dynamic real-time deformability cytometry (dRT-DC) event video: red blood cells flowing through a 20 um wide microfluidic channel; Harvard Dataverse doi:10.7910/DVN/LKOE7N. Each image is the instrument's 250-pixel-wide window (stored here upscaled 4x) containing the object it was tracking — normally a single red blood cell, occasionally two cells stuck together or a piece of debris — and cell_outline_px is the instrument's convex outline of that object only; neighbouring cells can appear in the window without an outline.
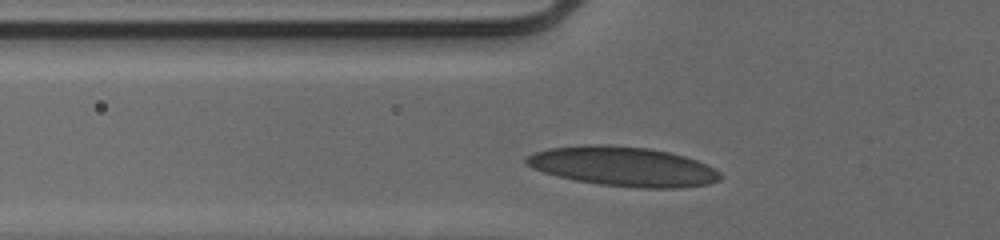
{"species": "human", "species_latin": "Homo sapiens", "temperature_condition": "cold", "stored_images_in_passage": 31, "camera_frame_rate_fps": 3000, "um_per_image_px": 0.085, "donor": {"sex": "male"}, "frame": {"image": 1, "passage_image": 6, "time_ms": 1.667, "image_size_px": [1000, 240], "cell_outline_px": [[724, 176], [720, 180], [708, 184], [680, 188], [640, 188], [600, 184], [576, 180], [556, 176], [532, 168], [524, 160], [532, 152], [548, 148], [584, 144], [608, 144], [648, 148], [668, 152], [684, 156], [696, 160], [720, 172]], "centroid_in_image_um": [52.95, 14.14], "position_along_channel_um": 72.8, "area_um2": 44.74}}
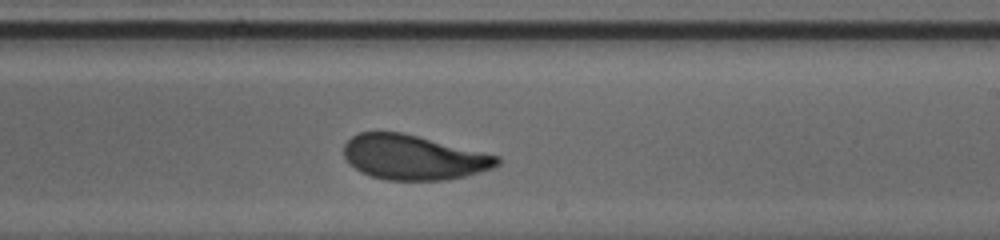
{"frame": {"image": 2, "passage_image": 20, "time_ms": 6.333, "image_size_px": [1000, 240], "cell_outline_px": [[500, 164], [492, 168], [464, 176], [444, 180], [388, 180], [372, 176], [360, 172], [344, 156], [344, 144], [352, 136], [360, 132], [400, 132], [500, 156]], "centroid_in_image_um": [35.14, 13.38], "position_along_channel_um": 253.9, "area_um2": 39.54}}
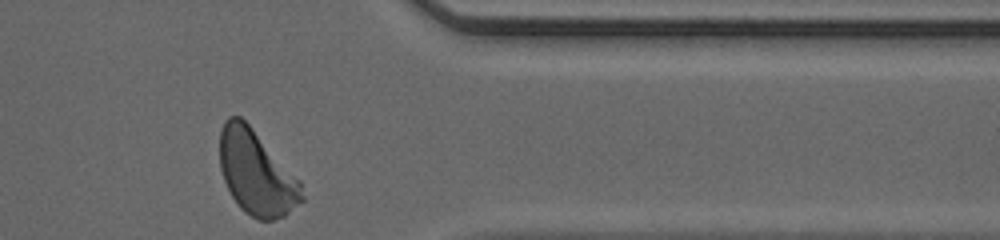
{"frame": {"image": 3, "passage_image": 31, "time_ms": 10.0, "image_size_px": [1000, 240], "cell_outline_px": [[304, 200], [284, 216], [272, 220], [260, 220], [244, 212], [240, 208], [232, 196], [224, 180], [220, 168], [220, 132], [224, 120], [228, 116], [240, 116], [252, 128], [300, 180], [304, 196]], "centroid_in_image_um": [21.79, 14.7], "position_along_channel_um": 389.6, "area_um2": 40.11}, "authors_computed_cell_mechanics": {"area_um2": 40.9802, "velocity_mm_per_s": 3.9234, "shape_relaxation_time_tau1_ms": 3.2907, "shape_relaxation_time_tau2_ms": 1.0078, "deformation_change_tau1": 0.1506, "deformation_change_tau2": 0.0649}}